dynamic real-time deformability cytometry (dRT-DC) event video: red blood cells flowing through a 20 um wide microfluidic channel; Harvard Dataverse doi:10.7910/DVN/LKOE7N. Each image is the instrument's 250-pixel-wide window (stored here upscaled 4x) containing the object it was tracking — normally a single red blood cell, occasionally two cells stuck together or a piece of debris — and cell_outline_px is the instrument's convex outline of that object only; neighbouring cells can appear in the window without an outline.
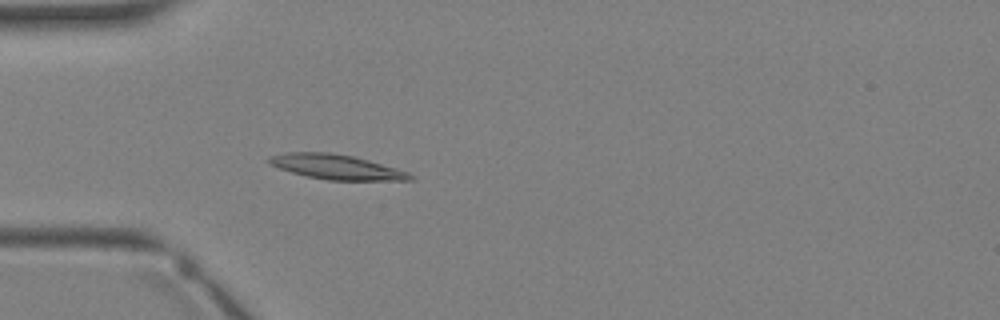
{"species": "Egyptian fruit bat (a non-hibernating species)", "species_latin": "Rousettus aegyptiacus", "temperature_condition": "warm", "stored_images_in_passage": 2, "camera_frame_rate_fps": 3000, "um_per_image_px": 0.085, "animal": {"sex": "female"}, "frame": {"image": 1, "passage_image": 2, "time_ms": 2.0, "image_size_px": [1000, 320], "cell_outline_px": [[416, 180], [328, 180], [308, 176], [292, 172], [268, 164], [268, 156], [288, 152], [328, 152], [356, 156], [396, 168], [408, 172], [416, 176]], "centroid_in_image_um": [28.63, 14.18], "position_along_channel_um": 56.4, "area_um2": 20.46}}